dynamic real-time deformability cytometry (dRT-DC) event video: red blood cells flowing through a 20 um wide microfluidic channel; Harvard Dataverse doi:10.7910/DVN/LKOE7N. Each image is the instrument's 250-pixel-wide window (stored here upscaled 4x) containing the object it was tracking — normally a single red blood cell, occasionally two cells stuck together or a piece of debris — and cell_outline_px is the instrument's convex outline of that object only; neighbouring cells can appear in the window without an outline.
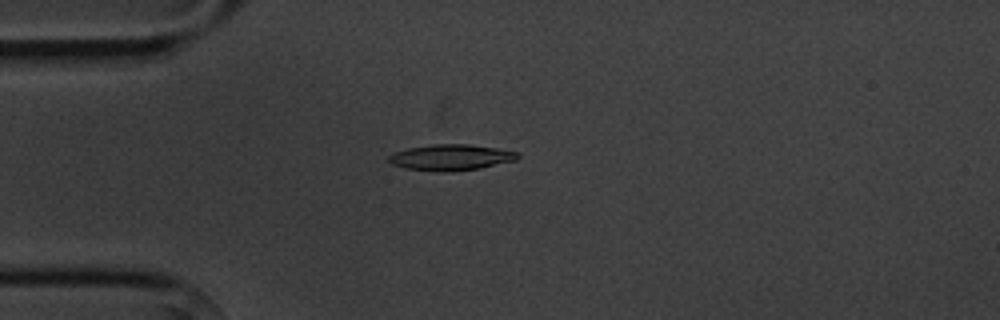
{"species": "common noctule bat (a hibernating species)", "species_latin": "Nyctalus noctula", "temperature_condition": "cold", "stored_images_in_passage": 7, "camera_frame_rate_fps": 3000, "um_per_image_px": 0.085, "animal": {"sex": "male", "body_mass_g": 20.1, "forearm_length_mm": 53.5}, "frame": {"image": 1, "passage_image": 4, "time_ms": 4.333, "image_size_px": [1000, 320], "cell_outline_px": [[520, 156], [516, 160], [480, 168], [452, 172], [440, 172], [404, 168], [392, 164], [388, 160], [388, 156], [396, 152], [408, 148], [432, 144], [468, 144], [496, 148], [520, 152]], "centroid_in_image_um": [38.34, 13.38], "position_along_channel_um": 46.7, "area_um2": 19.59}}
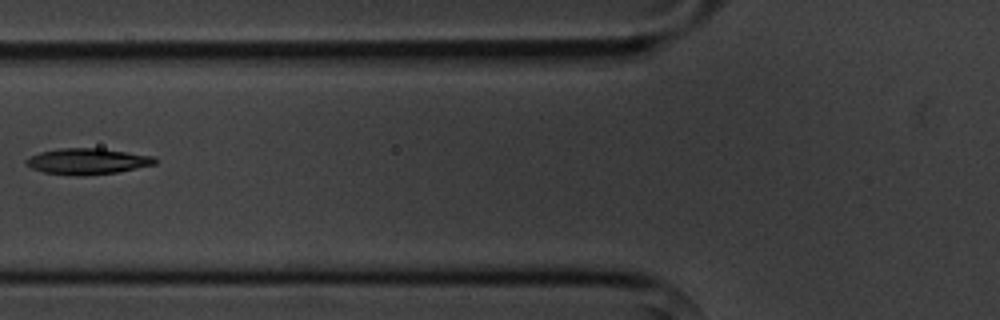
{"frame": {"image": 2, "passage_image": 6, "time_ms": 6.667, "image_size_px": [1000, 320], "cell_outline_px": [[156, 164], [116, 172], [84, 176], [44, 172], [32, 168], [24, 160], [40, 152], [60, 148], [100, 148], [156, 156]], "centroid_in_image_um": [7.47, 13.7], "position_along_channel_um": 118.3, "area_um2": 19.31}}
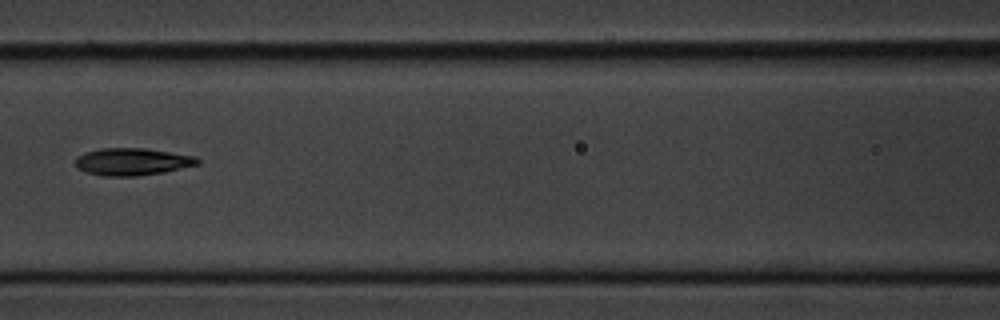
{"frame": {"image": 3, "passage_image": 7, "time_ms": 7.667, "image_size_px": [1000, 320], "cell_outline_px": [[200, 164], [164, 172], [136, 176], [104, 176], [88, 172], [76, 168], [76, 156], [84, 152], [100, 148], [144, 148], [196, 156], [200, 160]], "centroid_in_image_um": [11.24, 13.74], "position_along_channel_um": 155.4, "area_um2": 19.48}}